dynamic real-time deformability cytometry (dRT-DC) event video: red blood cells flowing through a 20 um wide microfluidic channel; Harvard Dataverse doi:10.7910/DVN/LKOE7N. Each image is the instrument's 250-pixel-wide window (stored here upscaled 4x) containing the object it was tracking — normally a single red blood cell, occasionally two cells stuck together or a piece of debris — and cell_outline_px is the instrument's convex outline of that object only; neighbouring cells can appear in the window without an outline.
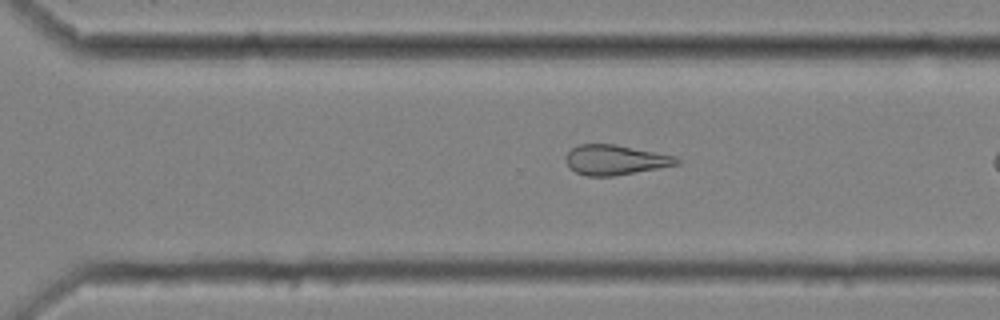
{"species": "common noctule bat (a hibernating species)", "species_latin": "Nyctalus noctula", "temperature_condition": "cold", "stored_images_in_passage": 34, "camera_frame_rate_fps": 3000, "um_per_image_px": 0.085, "animal": {"sex": "female", "body_mass_g": 25.1}, "frame": {"image": 1, "passage_image": 29, "time_ms": 9.333, "image_size_px": [1000, 320], "cell_outline_px": [[680, 164], [612, 176], [588, 176], [576, 172], [568, 168], [564, 160], [564, 156], [572, 148], [580, 144], [616, 144], [676, 156], [680, 160]], "centroid_in_image_um": [52.26, 13.58], "position_along_channel_um": 318.3, "area_um2": 19.42}}